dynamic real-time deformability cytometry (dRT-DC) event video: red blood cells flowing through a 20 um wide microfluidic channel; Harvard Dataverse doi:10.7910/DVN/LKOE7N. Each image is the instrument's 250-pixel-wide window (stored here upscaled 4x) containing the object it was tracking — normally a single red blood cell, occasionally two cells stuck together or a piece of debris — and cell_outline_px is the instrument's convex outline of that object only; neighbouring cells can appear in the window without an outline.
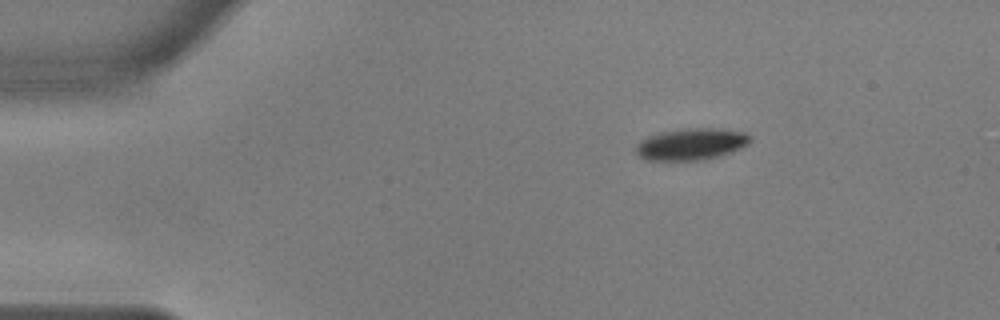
{"species": "common noctule bat (a hibernating species)", "species_latin": "Nyctalus noctula", "temperature_condition": "warm", "stored_images_in_passage": 47, "camera_frame_rate_fps": 3000, "um_per_image_px": 0.085, "animal": {"sex": "male", "body_mass_g": 17.9, "forearm_length_mm": 54.2}, "frame": {"image": 1, "passage_image": 1, "time_ms": 0.0, "image_size_px": [1000, 320], "cell_outline_px": [[752, 140], [748, 144], [740, 148], [716, 156], [696, 160], [648, 160], [640, 156], [636, 152], [636, 148], [640, 140], [648, 136], [660, 132], [688, 128], [720, 128], [744, 132], [752, 136]], "centroid_in_image_um": [58.76, 12.23], "position_along_channel_um": 26.2, "area_um2": 20.87}}
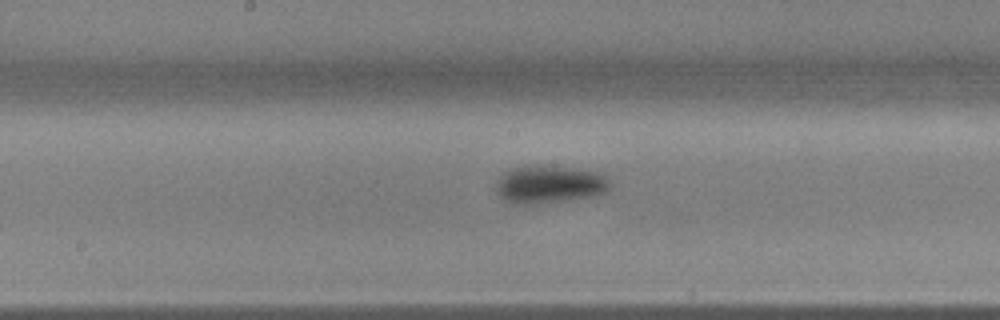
{"frame": {"image": 2, "passage_image": 21, "time_ms": 6.667, "image_size_px": [1000, 320], "cell_outline_px": [[612, 184], [604, 192], [592, 196], [568, 200], [540, 204], [512, 204], [504, 200], [496, 192], [496, 180], [504, 172], [512, 168], [524, 164], [544, 164], [600, 172]], "centroid_in_image_um": [46.64, 15.65], "position_along_channel_um": 201.6, "area_um2": 25.66}}
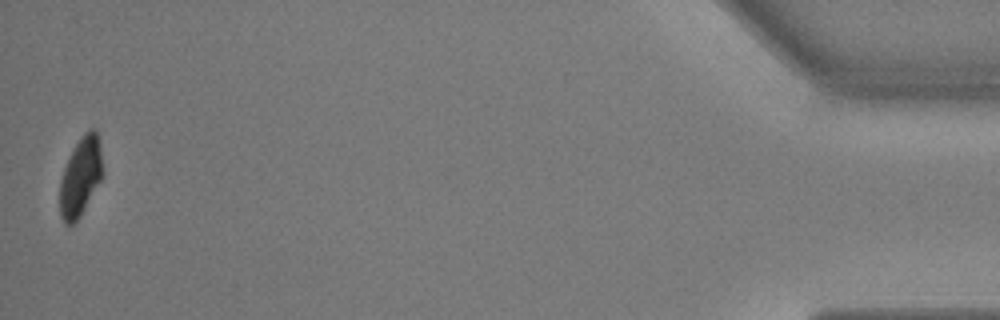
{"frame": {"image": 3, "passage_image": 47, "time_ms": 15.333, "image_size_px": [1000, 320], "cell_outline_px": [[104, 176], [80, 216], [72, 224], [64, 224], [60, 216], [60, 180], [64, 168], [80, 136], [88, 128], [96, 128], [100, 148]], "centroid_in_image_um": [6.86, 15.01], "position_along_channel_um": 428.3, "area_um2": 19.71}, "authors_computed_cell_mechanics": {"area_um2": 22.9466, "velocity_mm_per_s": 3.6418, "shape_relaxation_time_tau1_ms": 2.2645, "shape_relaxation_time_tau2_ms": null, "deformation_change_tau1": 0.1207, "deformation_change_tau2": null}}